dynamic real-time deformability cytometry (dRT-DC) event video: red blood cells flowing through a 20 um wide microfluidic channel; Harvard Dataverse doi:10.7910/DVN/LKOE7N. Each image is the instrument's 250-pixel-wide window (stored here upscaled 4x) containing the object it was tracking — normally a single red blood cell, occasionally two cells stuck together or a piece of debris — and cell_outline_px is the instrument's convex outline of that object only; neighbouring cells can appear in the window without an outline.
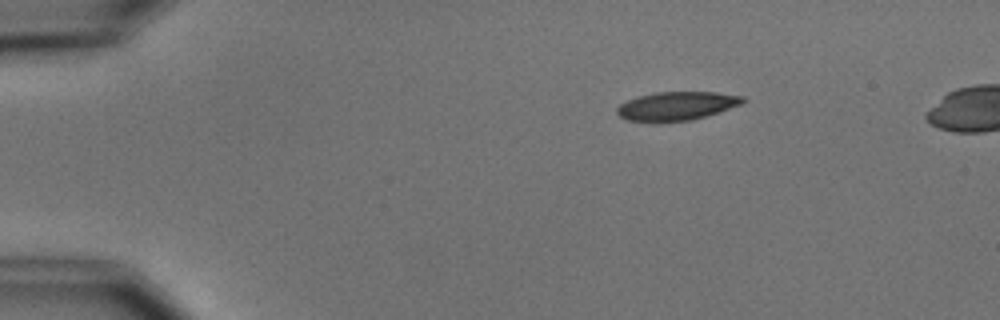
{"species": "common noctule bat (a hibernating species)", "species_latin": "Nyctalus noctula", "temperature_condition": "cold", "stored_images_in_passage": 3, "camera_frame_rate_fps": 3000, "um_per_image_px": 0.085, "animal": {"sex": "male", "body_mass_g": 15.6}, "frame": {"image": 1, "passage_image": 1, "time_ms": 0.0, "image_size_px": [1000, 320], "cell_outline_px": [[748, 100], [744, 104], [692, 120], [660, 124], [652, 124], [628, 120], [620, 116], [616, 112], [616, 108], [620, 104], [636, 96], [656, 92], [716, 92], [744, 96]], "centroid_in_image_um": [57.51, 9.04], "position_along_channel_um": 27.5, "area_um2": 21.73}}